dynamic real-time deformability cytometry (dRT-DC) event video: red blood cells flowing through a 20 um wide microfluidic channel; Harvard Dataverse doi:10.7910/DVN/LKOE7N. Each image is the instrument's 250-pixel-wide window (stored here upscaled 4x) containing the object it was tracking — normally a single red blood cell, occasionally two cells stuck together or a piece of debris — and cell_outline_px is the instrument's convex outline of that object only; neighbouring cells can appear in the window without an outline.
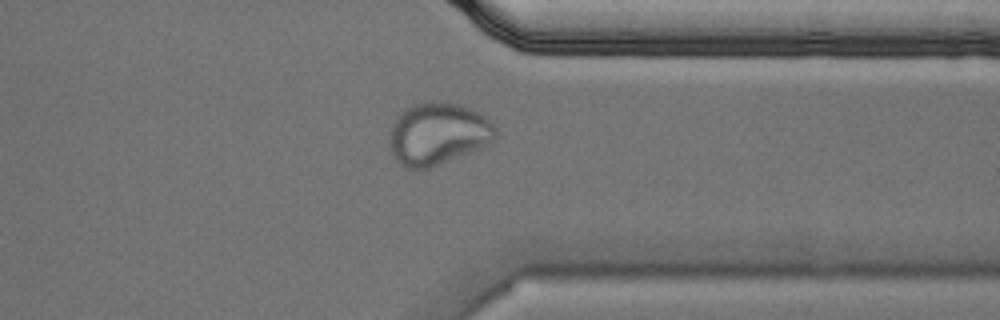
{"species": "Egyptian fruit bat (a non-hibernating species)", "species_latin": "Rousettus aegyptiacus", "temperature_condition": "cold", "stored_images_in_passage": 42, "camera_frame_rate_fps": 3000, "um_per_image_px": 0.085, "animal": {"sex": "male"}, "frame": {"image": 1, "passage_image": 30, "time_ms": 9.667, "image_size_px": [1000, 320], "cell_outline_px": [[496, 140], [472, 152], [428, 168], [404, 168], [392, 156], [388, 148], [388, 140], [392, 124], [396, 116], [400, 112], [412, 104], [428, 100], [440, 100], [460, 104], [472, 108], [484, 116], [496, 128]], "centroid_in_image_um": [37.19, 11.35], "position_along_channel_um": 374.2, "area_um2": 39.13}}